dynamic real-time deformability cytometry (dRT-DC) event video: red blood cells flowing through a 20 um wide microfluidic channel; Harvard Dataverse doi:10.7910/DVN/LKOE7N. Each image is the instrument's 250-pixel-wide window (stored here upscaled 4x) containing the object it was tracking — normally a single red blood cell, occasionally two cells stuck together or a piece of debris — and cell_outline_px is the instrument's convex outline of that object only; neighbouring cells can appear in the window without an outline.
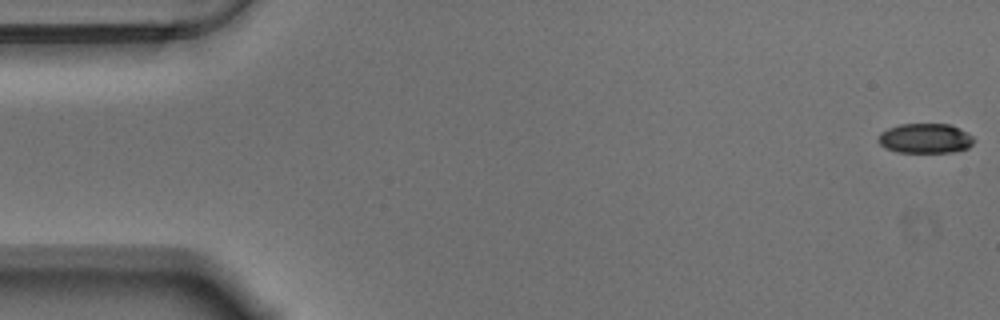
{"species": "Egyptian fruit bat (a non-hibernating species)", "species_latin": "Rousettus aegyptiacus", "temperature_condition": "warm", "stored_images_in_passage": 57, "camera_frame_rate_fps": 3000, "um_per_image_px": 0.085, "animal": {"sex": "male"}, "frame": {"image": 1, "passage_image": 1, "time_ms": 0.0, "image_size_px": [1000, 320], "cell_outline_px": [[976, 140], [968, 148], [952, 152], [896, 152], [884, 148], [880, 144], [880, 132], [888, 128], [900, 124], [948, 124], [972, 136]], "centroid_in_image_um": [78.63, 11.77], "position_along_channel_um": 6.4, "area_um2": 16.42}}
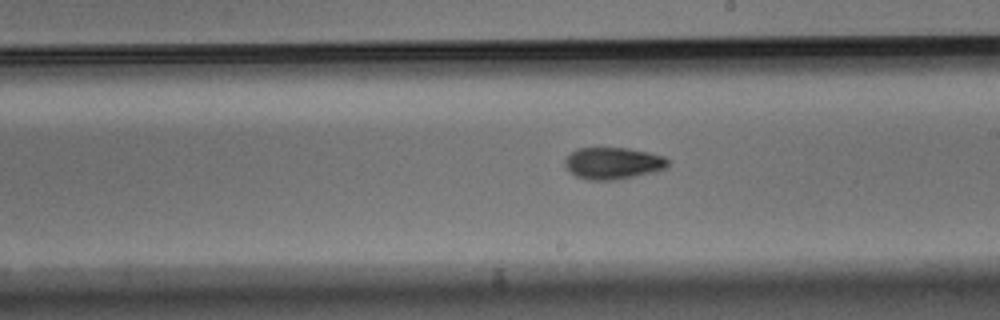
{"frame": {"image": 2, "passage_image": 32, "time_ms": 10.333, "image_size_px": [1000, 320], "cell_outline_px": [[668, 168], [656, 172], [612, 180], [588, 180], [576, 176], [564, 164], [564, 160], [572, 152], [580, 148], [628, 148], [648, 152], [664, 156], [668, 160]], "centroid_in_image_um": [52.14, 13.87], "position_along_channel_um": 236.9, "area_um2": 19.02}}
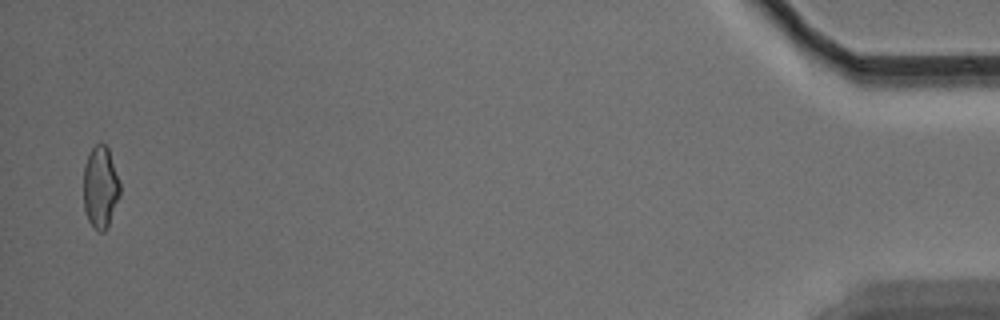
{"frame": {"image": 3, "passage_image": 56, "time_ms": 18.333, "image_size_px": [1000, 320], "cell_outline_px": [[120, 196], [108, 224], [104, 232], [96, 232], [92, 228], [88, 220], [84, 208], [84, 168], [88, 156], [92, 148], [100, 140], [108, 148], [120, 180]], "centroid_in_image_um": [8.54, 15.92], "position_along_channel_um": 426.7, "area_um2": 17.57}, "authors_computed_cell_mechanics": {"area_um2": 18.496, "velocity_mm_per_s": 3.5321, "shape_relaxation_time_tau1_ms": 9.0648, "shape_relaxation_time_tau2_ms": 3.9912, "deformation_change_tau1": 0.1851, "deformation_change_tau2": 0.0969}}